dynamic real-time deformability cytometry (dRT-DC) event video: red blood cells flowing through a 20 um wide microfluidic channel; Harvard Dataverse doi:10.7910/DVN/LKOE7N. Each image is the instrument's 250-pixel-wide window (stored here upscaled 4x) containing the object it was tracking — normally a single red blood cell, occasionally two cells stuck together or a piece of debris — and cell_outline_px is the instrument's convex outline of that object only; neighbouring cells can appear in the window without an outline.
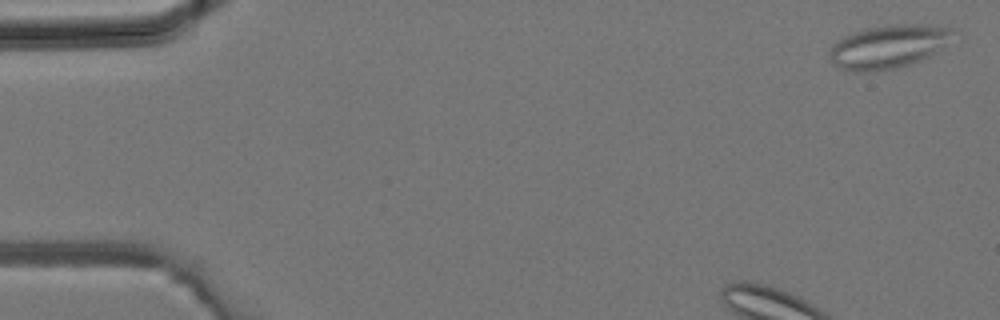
{"species": "common noctule bat (a hibernating species)", "species_latin": "Nyctalus noctula", "temperature_condition": "room temperature", "stored_images_in_passage": 4, "camera_frame_rate_fps": 3000, "um_per_image_px": 0.085, "animal": {"sex": "male", "body_mass_g": 19.2, "forearm_length_mm": 51.8}, "frame": {"image": 1, "passage_image": 1, "time_ms": 0.0, "image_size_px": [1000, 320], "cell_outline_px": [[956, 36], [952, 40], [928, 56], [920, 60], [908, 64], [876, 72], [852, 72], [840, 68], [832, 64], [828, 56], [832, 44], [836, 40], [844, 36], [868, 28], [884, 24], [928, 24], [948, 28]], "centroid_in_image_um": [75.46, 3.96], "position_along_channel_um": 9.5, "area_um2": 31.33}}